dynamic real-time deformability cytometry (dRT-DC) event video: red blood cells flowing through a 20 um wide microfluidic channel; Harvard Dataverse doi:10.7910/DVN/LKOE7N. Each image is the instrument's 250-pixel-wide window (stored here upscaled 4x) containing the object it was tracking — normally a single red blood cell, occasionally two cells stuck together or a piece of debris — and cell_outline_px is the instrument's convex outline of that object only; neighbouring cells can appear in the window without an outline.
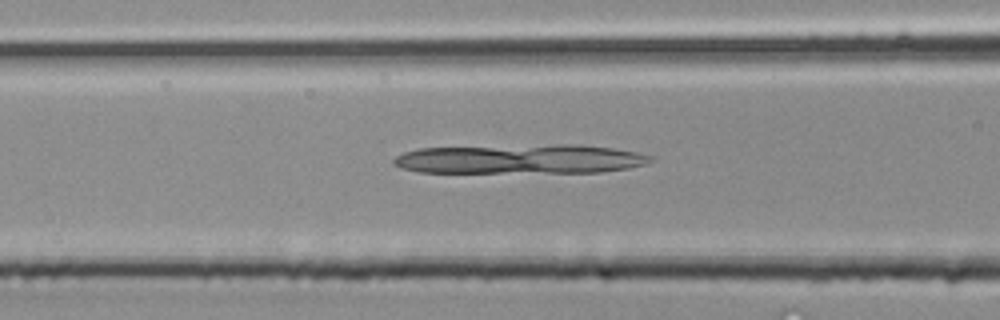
{"species": "common noctule bat (a hibernating species)", "species_latin": "Nyctalus noctula", "temperature_condition": "room temperature", "stored_images_in_passage": 17, "camera_frame_rate_fps": 3000, "um_per_image_px": 0.085, "animal": {"sex": "male", "body_mass_g": 20.4}, "frame": {"image": 1, "passage_image": 12, "time_ms": 3.667, "image_size_px": [1000, 320], "cell_outline_px": [[656, 160], [648, 164], [628, 168], [600, 172], [416, 172], [400, 168], [392, 164], [392, 160], [396, 156], [404, 152], [416, 148], [556, 144], [572, 144], [612, 148], [636, 152], [652, 156]], "centroid_in_image_um": [44.21, 13.52], "position_along_channel_um": 122.4, "area_um2": 44.27}}
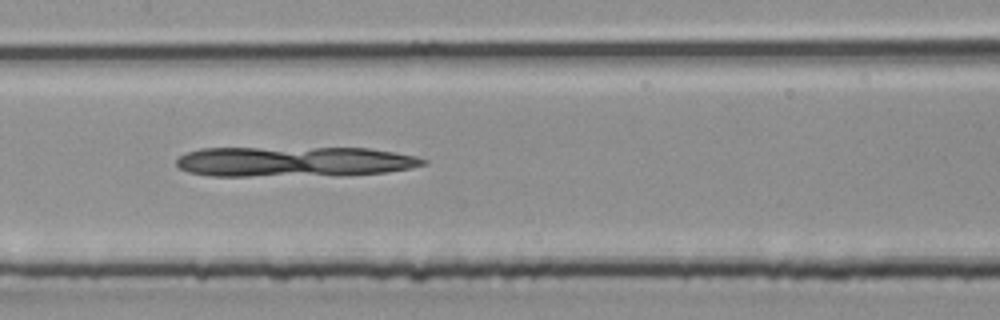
{"frame": {"image": 2, "passage_image": 15, "time_ms": 4.667, "image_size_px": [1000, 320], "cell_outline_px": [[428, 164], [412, 168], [388, 172], [248, 176], [208, 176], [188, 172], [180, 168], [176, 164], [176, 160], [180, 156], [188, 152], [200, 148], [368, 148], [416, 156], [428, 160]], "centroid_in_image_um": [24.96, 13.72], "position_along_channel_um": 182.4, "area_um2": 42.77}}
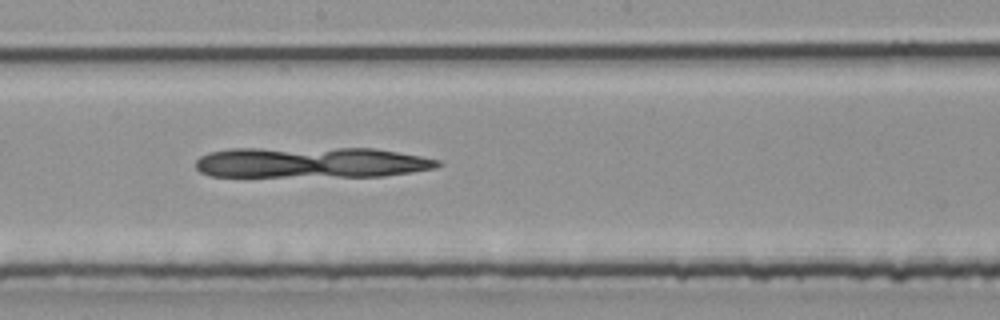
{"frame": {"image": 3, "passage_image": 17, "time_ms": 5.333, "image_size_px": [1000, 320], "cell_outline_px": [[444, 164], [436, 168], [412, 172], [384, 176], [212, 176], [200, 172], [196, 168], [196, 160], [200, 156], [208, 152], [228, 148], [376, 148], [420, 156], [440, 160]], "centroid_in_image_um": [26.46, 13.8], "position_along_channel_um": 221.7, "area_um2": 43.75}}